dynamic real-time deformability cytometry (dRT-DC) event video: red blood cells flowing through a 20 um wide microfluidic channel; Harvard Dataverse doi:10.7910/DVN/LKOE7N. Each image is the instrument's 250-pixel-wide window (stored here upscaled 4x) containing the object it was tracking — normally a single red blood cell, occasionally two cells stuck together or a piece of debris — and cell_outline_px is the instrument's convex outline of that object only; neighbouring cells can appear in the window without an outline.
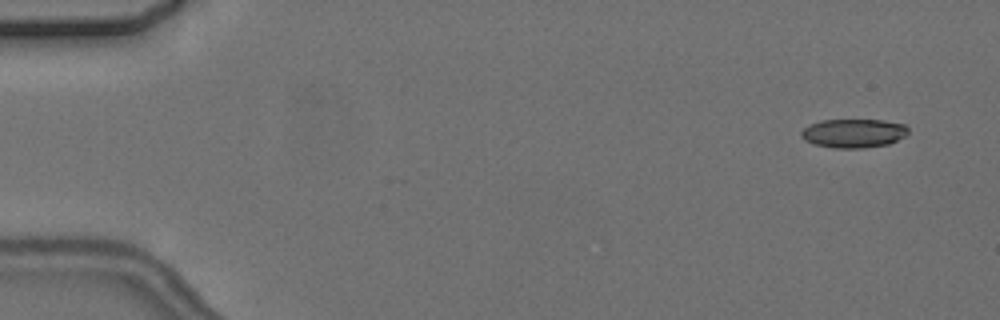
{"species": "common noctule bat (a hibernating species)", "species_latin": "Nyctalus noctula", "temperature_condition": "cold", "stored_images_in_passage": 5, "camera_frame_rate_fps": 3000, "um_per_image_px": 0.085, "animal": {"sex": "female", "body_mass_g": 24.6, "forearm_length_mm": 56.2}, "frame": {"image": 1, "passage_image": 1, "time_ms": 0.0, "image_size_px": [1000, 320], "cell_outline_px": [[908, 132], [904, 136], [888, 144], [864, 148], [832, 148], [816, 144], [804, 140], [800, 136], [800, 132], [808, 124], [820, 120], [884, 120], [904, 124], [908, 128]], "centroid_in_image_um": [72.52, 11.32], "position_along_channel_um": 12.5, "area_um2": 18.03}}
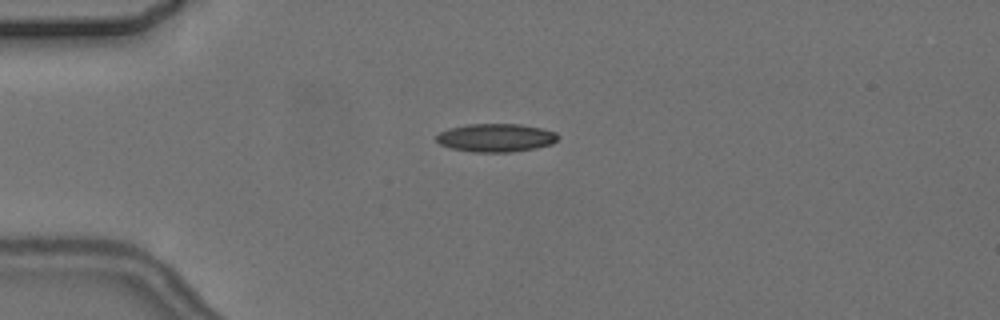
{"frame": {"image": 2, "passage_image": 4, "time_ms": 3.667, "image_size_px": [1000, 320], "cell_outline_px": [[560, 136], [552, 144], [536, 148], [512, 152], [472, 152], [452, 148], [440, 144], [436, 140], [436, 136], [440, 132], [448, 128], [468, 124], [520, 124], [540, 128], [556, 132]], "centroid_in_image_um": [42.15, 11.71], "position_along_channel_um": 42.8, "area_um2": 20.06}}